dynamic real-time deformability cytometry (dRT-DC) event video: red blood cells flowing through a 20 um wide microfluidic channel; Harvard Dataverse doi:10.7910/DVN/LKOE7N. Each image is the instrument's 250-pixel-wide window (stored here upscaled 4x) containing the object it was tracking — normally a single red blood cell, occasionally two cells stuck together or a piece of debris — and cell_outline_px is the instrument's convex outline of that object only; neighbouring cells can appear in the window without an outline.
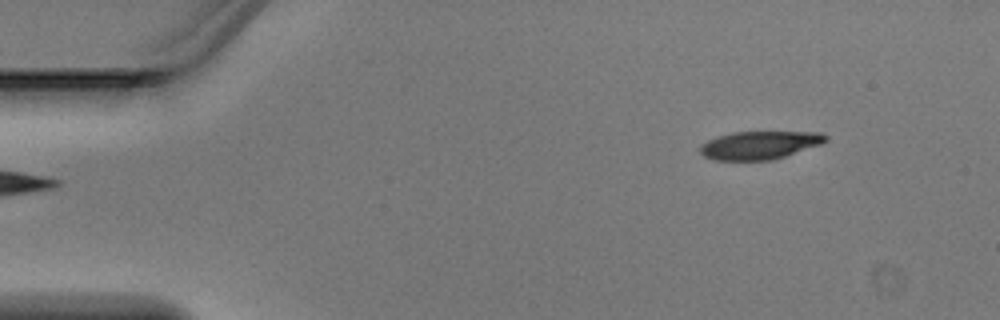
{"species": "Egyptian fruit bat (a non-hibernating species)", "species_latin": "Rousettus aegyptiacus", "temperature_condition": "warm", "stored_images_in_passage": 2, "camera_frame_rate_fps": 3000, "um_per_image_px": 0.085, "animal": {"sex": "male"}, "frame": {"image": 1, "passage_image": 2, "time_ms": 0.333, "image_size_px": [1000, 320], "cell_outline_px": [[828, 140], [820, 144], [772, 160], [712, 160], [704, 156], [700, 152], [700, 144], [716, 136], [732, 132], [824, 132], [828, 136]], "centroid_in_image_um": [64.54, 12.33], "position_along_channel_um": 20.5, "area_um2": 20.58}}